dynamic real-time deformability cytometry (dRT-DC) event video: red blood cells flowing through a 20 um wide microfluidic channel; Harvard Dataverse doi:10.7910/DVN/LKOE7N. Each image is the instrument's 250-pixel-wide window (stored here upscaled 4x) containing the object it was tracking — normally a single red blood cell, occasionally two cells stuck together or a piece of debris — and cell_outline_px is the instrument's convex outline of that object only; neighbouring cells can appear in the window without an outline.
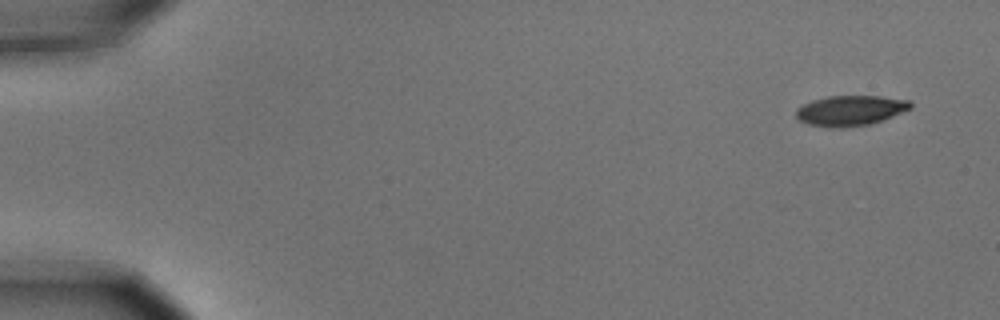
{"species": "common noctule bat (a hibernating species)", "species_latin": "Nyctalus noctula", "temperature_condition": "cold", "stored_images_in_passage": 10, "camera_frame_rate_fps": 3000, "um_per_image_px": 0.085, "animal": {"sex": "male", "body_mass_g": 15.6}, "frame": {"image": 1, "passage_image": 1, "time_ms": 0.0, "image_size_px": [1000, 320], "cell_outline_px": [[912, 108], [892, 116], [868, 124], [840, 128], [828, 128], [808, 124], [800, 120], [796, 116], [796, 108], [812, 100], [828, 96], [880, 96], [908, 100], [912, 104]], "centroid_in_image_um": [72.25, 9.39], "position_along_channel_um": 12.8, "area_um2": 20.06}}
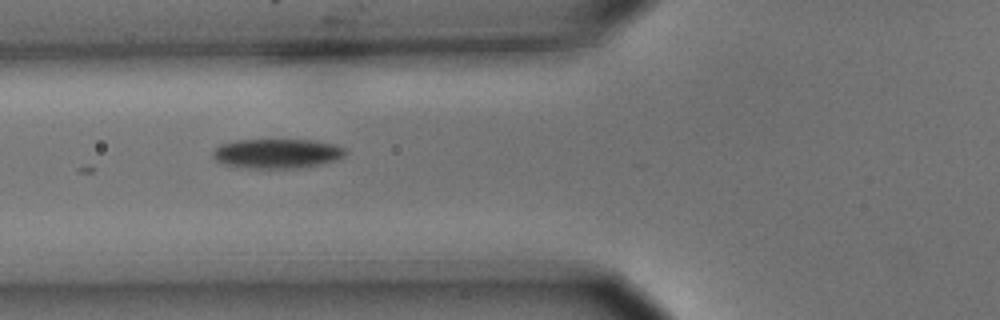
{"frame": {"image": 2, "passage_image": 6, "time_ms": 1.667, "image_size_px": [1000, 320], "cell_outline_px": [[348, 152], [344, 156], [336, 160], [320, 164], [296, 168], [256, 168], [228, 164], [216, 160], [212, 156], [212, 152], [220, 144], [236, 140], [316, 140], [336, 144], [348, 148]], "centroid_in_image_um": [23.64, 13.03], "position_along_channel_um": 102.2, "area_um2": 22.77}}
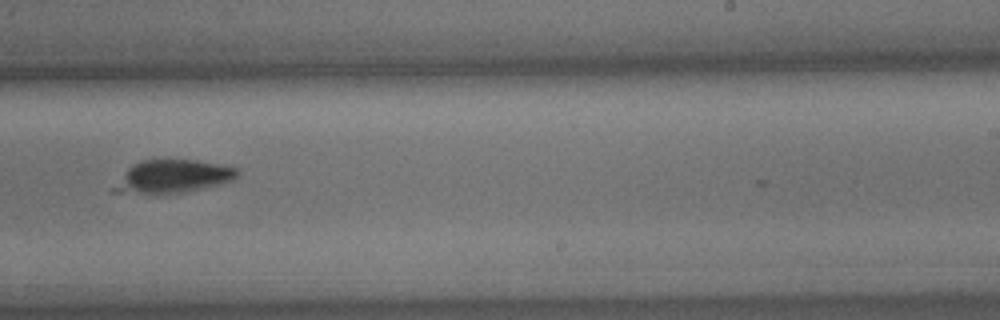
{"frame": {"image": 3, "passage_image": 10, "time_ms": 3.0, "image_size_px": [1000, 320], "cell_outline_px": [[240, 172], [232, 180], [220, 184], [184, 192], [112, 192], [112, 188], [128, 168], [132, 164], [140, 160], [196, 160], [236, 168]], "centroid_in_image_um": [14.69, 14.98], "position_along_channel_um": 274.3, "area_um2": 22.95}}